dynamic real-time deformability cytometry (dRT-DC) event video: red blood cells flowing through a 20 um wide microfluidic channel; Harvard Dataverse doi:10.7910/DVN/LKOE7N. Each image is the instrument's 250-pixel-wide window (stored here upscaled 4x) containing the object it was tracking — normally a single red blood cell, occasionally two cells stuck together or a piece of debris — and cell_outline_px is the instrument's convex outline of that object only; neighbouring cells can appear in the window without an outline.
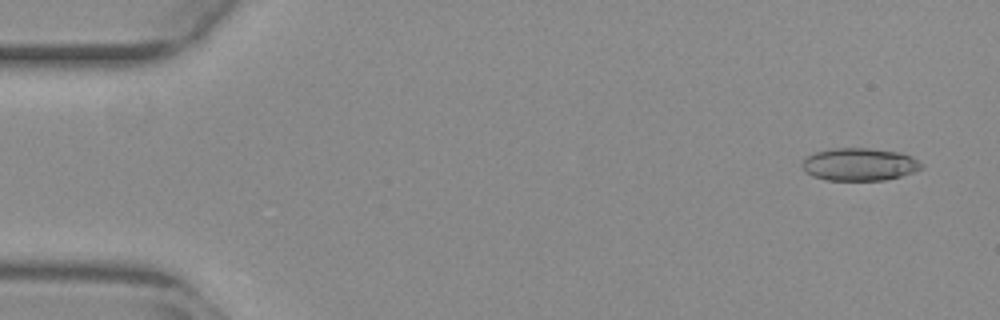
{"species": "common noctule bat (a hibernating species)", "species_latin": "Nyctalus noctula", "temperature_condition": "warm", "stored_images_in_passage": 12, "camera_frame_rate_fps": 3000, "um_per_image_px": 0.085, "animal": {"sex": "female", "body_mass_g": 29.2, "forearm_length_mm": 56.3}, "frame": {"image": 1, "passage_image": 3, "time_ms": 0.667, "image_size_px": [1000, 320], "cell_outline_px": [[920, 168], [912, 172], [900, 176], [884, 180], [824, 180], [812, 176], [804, 172], [800, 164], [808, 156], [816, 152], [832, 148], [868, 148], [900, 152], [912, 156], [920, 164]], "centroid_in_image_um": [72.98, 13.97], "position_along_channel_um": 12.0, "area_um2": 22.6}}